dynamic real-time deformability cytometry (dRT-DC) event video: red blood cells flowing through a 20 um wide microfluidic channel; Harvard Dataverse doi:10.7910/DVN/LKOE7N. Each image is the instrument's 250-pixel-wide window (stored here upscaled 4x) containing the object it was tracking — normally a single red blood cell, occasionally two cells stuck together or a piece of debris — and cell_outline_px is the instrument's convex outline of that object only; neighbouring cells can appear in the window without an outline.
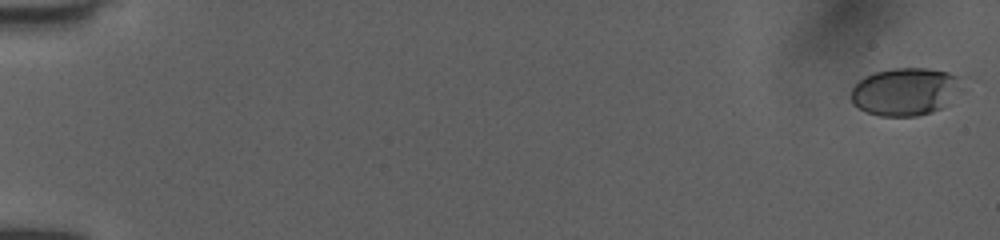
{"species": "human", "species_latin": "Homo sapiens", "temperature_condition": "room temperature", "stored_images_in_passage": 40, "camera_frame_rate_fps": 3000, "um_per_image_px": 0.085, "donor": {"sex": "female"}, "frame": {"image": 1, "passage_image": 1, "time_ms": 0.0, "image_size_px": [1000, 240], "cell_outline_px": [[968, 88], [964, 92], [944, 108], [932, 112], [916, 116], [880, 116], [868, 112], [852, 104], [852, 88], [864, 76], [876, 72], [896, 68], [928, 68], [968, 76]], "centroid_in_image_um": [77.16, 7.77], "position_along_channel_um": 7.8, "area_um2": 32.14}}
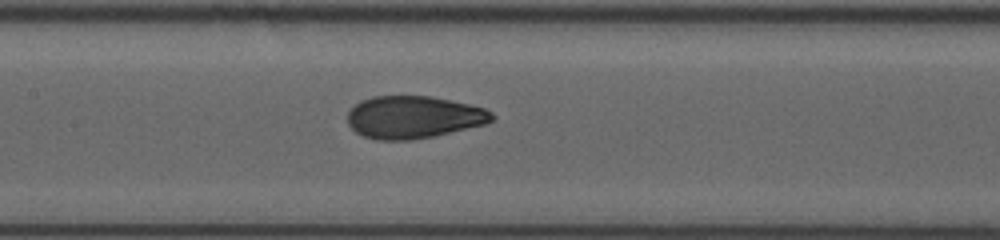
{"frame": {"image": 2, "passage_image": 17, "time_ms": 5.333, "image_size_px": [1000, 240], "cell_outline_px": [[496, 116], [492, 120], [484, 124], [432, 136], [412, 140], [376, 140], [364, 136], [356, 132], [348, 124], [348, 112], [352, 104], [360, 100], [372, 96], [432, 96], [468, 104], [484, 108], [492, 112]], "centroid_in_image_um": [35.1, 9.95], "position_along_channel_um": 172.3, "area_um2": 35.72}}
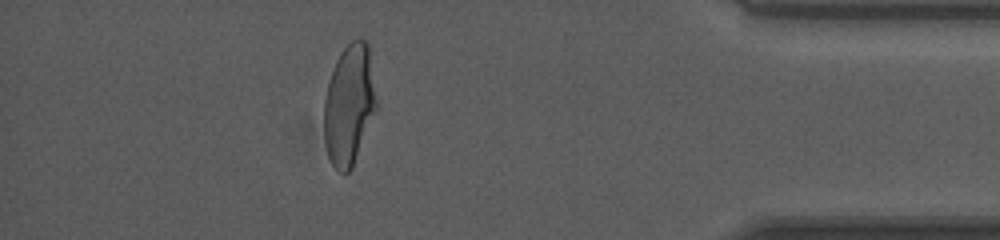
{"frame": {"image": 3, "passage_image": 35, "time_ms": 11.333, "image_size_px": [1000, 240], "cell_outline_px": [[376, 108], [352, 168], [348, 172], [340, 172], [332, 164], [328, 156], [324, 140], [324, 100], [328, 84], [336, 60], [340, 52], [352, 40], [364, 40], [368, 44], [376, 100]], "centroid_in_image_um": [29.65, 8.91], "position_along_channel_um": 405.5, "area_um2": 36.13}, "authors_computed_cell_mechanics": {"area_um2": 35.8938, "velocity_mm_per_s": 4.0607, "shape_relaxation_time_tau1_ms": 4.1293, "shape_relaxation_time_tau2_ms": null, "deformation_change_tau1": 0.1795, "deformation_change_tau2": null}}